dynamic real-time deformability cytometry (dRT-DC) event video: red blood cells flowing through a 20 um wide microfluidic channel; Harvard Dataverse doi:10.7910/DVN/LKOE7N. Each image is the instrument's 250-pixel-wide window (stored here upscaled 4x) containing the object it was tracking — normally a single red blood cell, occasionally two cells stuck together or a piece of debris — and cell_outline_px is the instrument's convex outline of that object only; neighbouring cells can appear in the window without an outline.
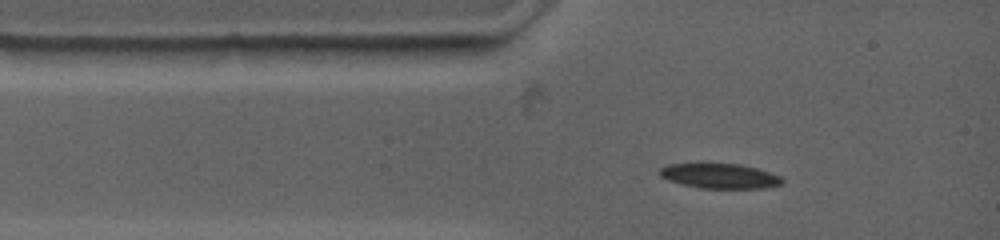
{"species": "common noctule bat (a hibernating species)", "species_latin": "Nyctalus noctula", "temperature_condition": "warm", "stored_images_in_passage": 28, "camera_frame_rate_fps": 4500, "um_per_image_px": 0.085, "animal": {"sex": "female", "body_mass_g": 19.0, "forearm_length_mm": 53.3}, "frame": {"image": 1, "passage_image": 1, "time_ms": 0.0, "image_size_px": [1000, 240], "cell_outline_px": [[784, 180], [780, 184], [768, 188], [700, 188], [680, 184], [668, 180], [660, 176], [660, 168], [668, 164], [740, 164], [756, 168], [780, 176]], "centroid_in_image_um": [61.17, 14.97], "position_along_channel_um": 23.8, "area_um2": 17.63}}
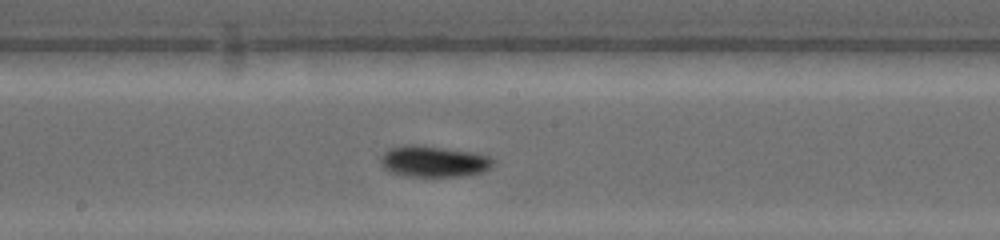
{"frame": {"image": 2, "passage_image": 13, "time_ms": 5.333, "image_size_px": [1000, 240], "cell_outline_px": [[492, 164], [488, 168], [480, 172], [460, 176], [408, 176], [392, 172], [384, 168], [380, 164], [380, 156], [388, 148], [404, 144], [416, 144], [476, 152], [488, 156], [492, 160]], "centroid_in_image_um": [36.79, 13.69], "position_along_channel_um": 211.4, "area_um2": 20.4}}
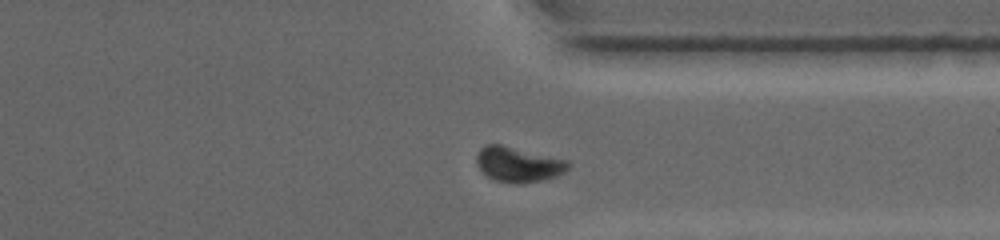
{"frame": {"image": 3, "passage_image": 24, "time_ms": 9.556, "image_size_px": [1000, 240], "cell_outline_px": [[572, 164], [564, 172], [556, 176], [540, 180], [520, 184], [496, 180], [488, 176], [476, 164], [476, 156], [480, 148], [484, 144], [500, 144], [568, 160]], "centroid_in_image_um": [44.05, 13.96], "position_along_channel_um": 367.3, "area_um2": 18.61}, "authors_computed_cell_mechanics": {"area_um2": 19.4208, "velocity_mm_per_s": 3.7028, "shape_relaxation_time_tau1_ms": 2.7155, "shape_relaxation_time_tau2_ms": null, "deformation_change_tau1": 0.1011, "deformation_change_tau2": null}}